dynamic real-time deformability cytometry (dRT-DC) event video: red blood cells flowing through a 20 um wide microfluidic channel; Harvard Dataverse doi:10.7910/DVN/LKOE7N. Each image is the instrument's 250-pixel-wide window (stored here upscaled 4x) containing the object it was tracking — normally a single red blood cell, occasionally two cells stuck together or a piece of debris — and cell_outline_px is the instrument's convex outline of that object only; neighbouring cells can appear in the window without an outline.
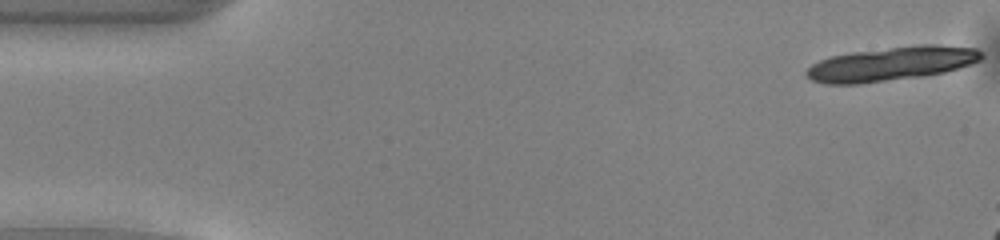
{"species": "common noctule bat (a hibernating species)", "species_latin": "Nyctalus noctula", "temperature_condition": "warm", "stored_images_in_passage": 10, "camera_frame_rate_fps": 3000, "um_per_image_px": 0.085, "animal": {"sex": "male", "body_mass_g": 13.0, "forearm_length_mm": 53.1}, "frame": {"image": 1, "passage_image": 1, "time_ms": 0.0, "image_size_px": [1000, 240], "cell_outline_px": [[984, 56], [980, 60], [944, 72], [924, 76], [860, 84], [824, 84], [812, 80], [804, 76], [804, 72], [812, 64], [820, 60], [832, 56], [852, 52], [920, 44], [940, 44], [976, 48]], "centroid_in_image_um": [75.74, 5.42], "position_along_channel_um": 9.3, "area_um2": 34.74}}